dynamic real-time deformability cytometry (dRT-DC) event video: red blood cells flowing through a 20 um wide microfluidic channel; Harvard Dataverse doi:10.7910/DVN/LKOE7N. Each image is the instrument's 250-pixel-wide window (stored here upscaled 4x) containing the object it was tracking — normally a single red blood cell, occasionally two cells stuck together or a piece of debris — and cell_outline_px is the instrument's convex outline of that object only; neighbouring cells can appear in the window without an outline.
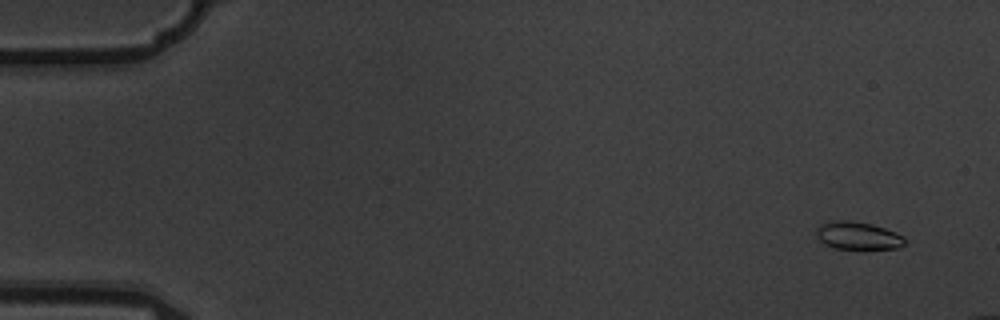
{"species": "common noctule bat (a hibernating species)", "species_latin": "Nyctalus noctula", "temperature_condition": "warm", "stored_images_in_passage": 5, "camera_frame_rate_fps": 3000, "um_per_image_px": 0.085, "animal": {"sex": "male", "body_mass_g": 19.5, "forearm_length_mm": 54.6}, "frame": {"image": 1, "passage_image": 1, "time_ms": 0.0, "image_size_px": [1000, 320], "cell_outline_px": [[908, 240], [904, 244], [896, 248], [836, 248], [824, 244], [816, 236], [816, 228], [820, 224], [828, 220], [852, 220], [872, 224], [896, 232], [904, 236]], "centroid_in_image_um": [72.9, 20.0], "position_along_channel_um": 12.1, "area_um2": 14.39}}